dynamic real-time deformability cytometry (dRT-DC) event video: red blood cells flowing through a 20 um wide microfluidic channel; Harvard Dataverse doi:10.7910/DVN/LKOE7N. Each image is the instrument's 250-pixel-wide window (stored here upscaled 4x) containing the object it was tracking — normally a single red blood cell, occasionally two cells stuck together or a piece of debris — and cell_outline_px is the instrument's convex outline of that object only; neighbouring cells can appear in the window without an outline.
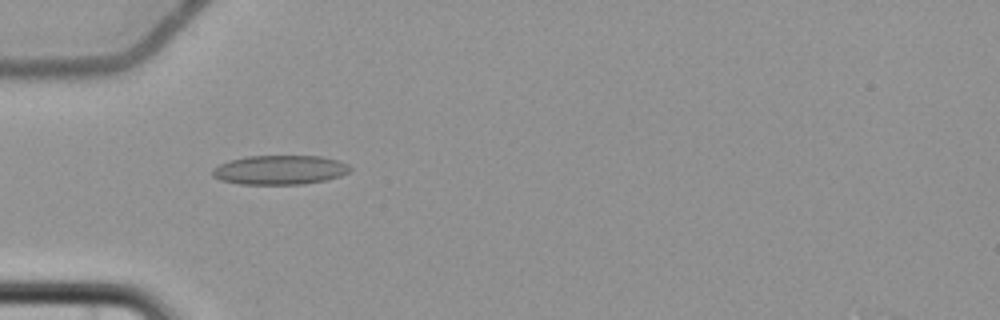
{"species": "common noctule bat (a hibernating species)", "species_latin": "Nyctalus noctula", "temperature_condition": "cold", "stored_images_in_passage": 6, "camera_frame_rate_fps": 3000, "um_per_image_px": 0.085, "animal": {"sex": "female", "body_mass_g": 22.7, "forearm_length_mm": 54.2}, "frame": {"image": 1, "passage_image": 1, "time_ms": 0.0, "image_size_px": [1000, 320], "cell_outline_px": [[352, 168], [348, 172], [340, 176], [324, 180], [304, 184], [240, 184], [220, 180], [212, 176], [212, 168], [228, 160], [248, 156], [320, 156], [336, 160], [348, 164]], "centroid_in_image_um": [23.75, 14.44], "position_along_channel_um": 61.2, "area_um2": 23.47}}
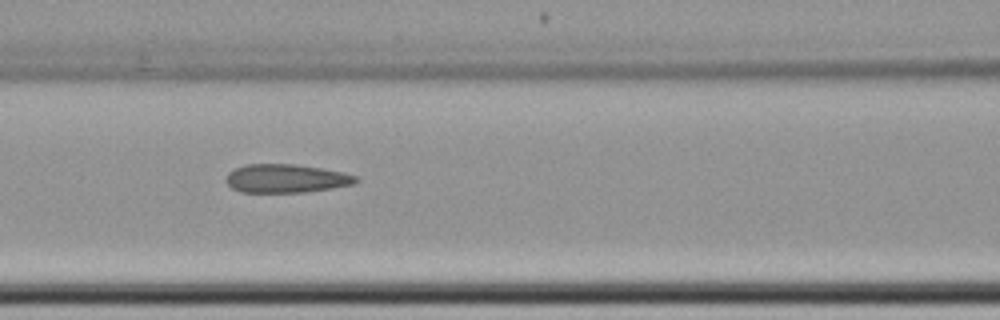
{"frame": {"image": 2, "passage_image": 3, "time_ms": 2.333, "image_size_px": [1000, 320], "cell_outline_px": [[360, 180], [356, 184], [332, 188], [304, 192], [240, 192], [232, 188], [224, 180], [228, 172], [244, 164], [296, 164], [344, 172], [356, 176]], "centroid_in_image_um": [24.32, 15.17], "position_along_channel_um": 142.3, "area_um2": 21.73}}
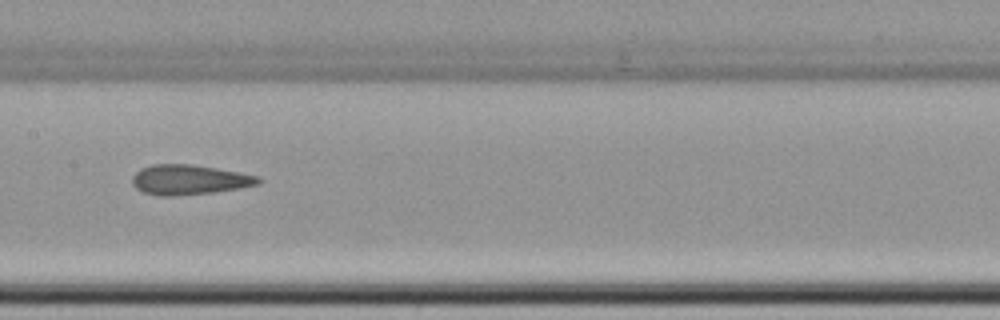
{"frame": {"image": 3, "passage_image": 4, "time_ms": 3.667, "image_size_px": [1000, 320], "cell_outline_px": [[264, 180], [260, 184], [240, 188], [212, 192], [172, 196], [156, 196], [144, 192], [136, 188], [132, 184], [132, 176], [140, 168], [152, 164], [192, 164], [216, 168], [260, 176]], "centroid_in_image_um": [16.09, 15.27], "position_along_channel_um": 191.3, "area_um2": 22.14}}